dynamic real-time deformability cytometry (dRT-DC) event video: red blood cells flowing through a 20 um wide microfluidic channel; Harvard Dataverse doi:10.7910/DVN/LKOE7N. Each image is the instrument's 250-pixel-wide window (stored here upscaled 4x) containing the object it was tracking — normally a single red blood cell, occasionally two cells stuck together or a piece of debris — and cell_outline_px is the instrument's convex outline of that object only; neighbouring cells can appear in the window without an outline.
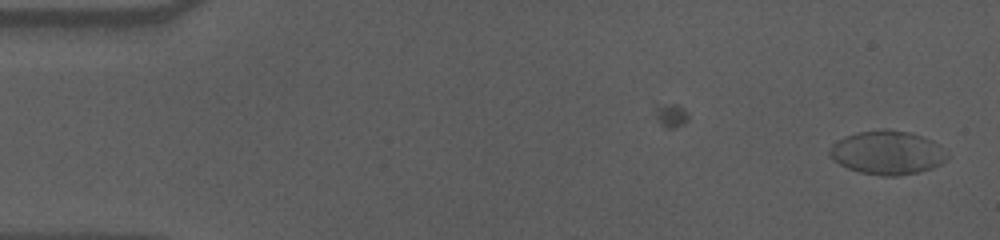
{"species": "human", "species_latin": "Homo sapiens", "temperature_condition": "cold", "stored_images_in_passage": 51, "camera_frame_rate_fps": 3000, "um_per_image_px": 0.085, "donor": {"sex": "male"}, "frame": {"image": 1, "passage_image": 1, "time_ms": 0.0, "image_size_px": [1000, 240], "cell_outline_px": [[948, 156], [940, 164], [932, 168], [920, 172], [896, 176], [884, 176], [860, 172], [848, 168], [832, 160], [828, 152], [832, 144], [844, 136], [856, 132], [884, 128], [888, 128], [908, 132], [932, 140], [940, 144], [948, 152]], "centroid_in_image_um": [75.42, 12.96], "position_along_channel_um": 9.6, "area_um2": 30.23}}
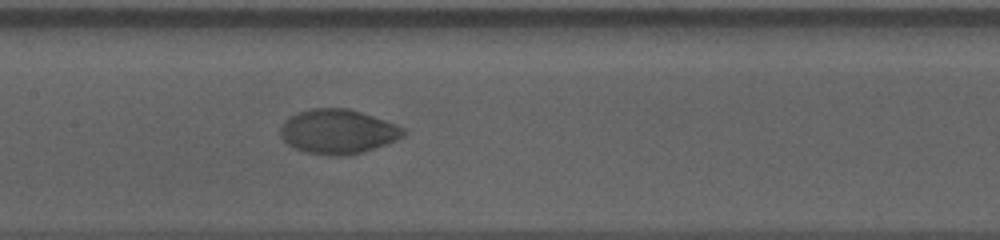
{"frame": {"image": 2, "passage_image": 27, "time_ms": 8.667, "image_size_px": [1000, 240], "cell_outline_px": [[408, 132], [404, 136], [396, 140], [364, 152], [348, 156], [328, 156], [304, 152], [288, 144], [280, 136], [280, 128], [284, 120], [296, 112], [312, 108], [348, 108], [384, 120], [404, 128]], "centroid_in_image_um": [28.7, 11.19], "position_along_channel_um": 178.7, "area_um2": 32.08}}
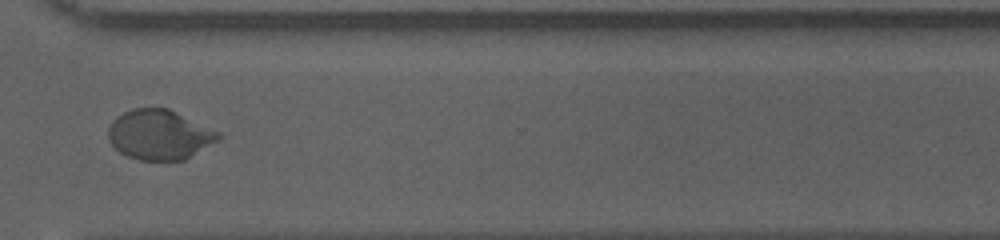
{"frame": {"image": 3, "passage_image": 42, "time_ms": 13.667, "image_size_px": [1000, 240], "cell_outline_px": [[220, 140], [184, 160], [140, 160], [128, 156], [120, 152], [108, 140], [108, 128], [112, 120], [116, 116], [132, 108], [168, 108], [220, 132]], "centroid_in_image_um": [13.55, 11.45], "position_along_channel_um": 357.1, "area_um2": 32.02}, "authors_computed_cell_mechanics": {"area_um2": 30.9808, "velocity_mm_per_s": 3.5672, "shape_relaxation_time_tau1_ms": 5.1092, "shape_relaxation_time_tau2_ms": 1.3687, "deformation_change_tau1": 0.1806, "deformation_change_tau2": 0.024}}